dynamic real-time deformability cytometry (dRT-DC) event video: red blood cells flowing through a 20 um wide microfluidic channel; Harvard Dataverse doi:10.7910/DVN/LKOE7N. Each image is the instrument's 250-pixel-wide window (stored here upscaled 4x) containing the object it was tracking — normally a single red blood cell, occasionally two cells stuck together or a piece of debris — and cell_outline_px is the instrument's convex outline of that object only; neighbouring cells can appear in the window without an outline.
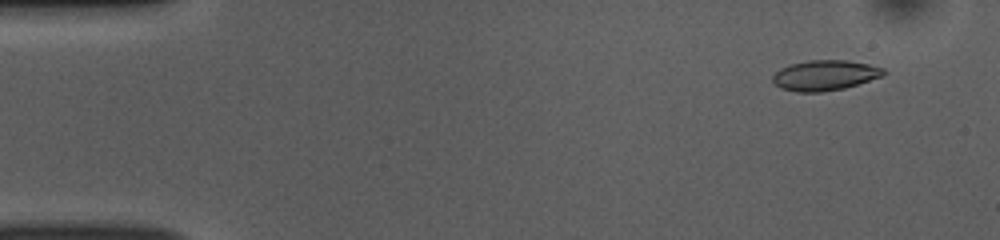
{"species": "common noctule bat (a hibernating species)", "species_latin": "Nyctalus noctula", "temperature_condition": "room temperature", "stored_images_in_passage": 52, "camera_frame_rate_fps": 3000, "um_per_image_px": 0.085, "animal": {"sex": "female", "body_mass_g": 10.0, "forearm_length_mm": 53.1}, "frame": {"image": 1, "passage_image": 4, "time_ms": 1.0, "image_size_px": [1000, 240], "cell_outline_px": [[884, 72], [880, 76], [844, 88], [820, 92], [796, 92], [780, 88], [772, 80], [772, 76], [780, 68], [788, 64], [808, 60], [848, 60], [868, 64], [884, 68]], "centroid_in_image_um": [70.04, 6.39], "position_along_channel_um": 15.0, "area_um2": 19.42}}
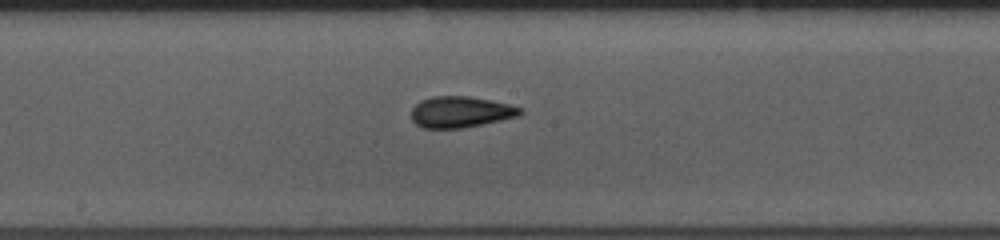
{"frame": {"image": 2, "passage_image": 27, "time_ms": 8.667, "image_size_px": [1000, 240], "cell_outline_px": [[524, 112], [520, 116], [460, 128], [424, 128], [416, 124], [412, 120], [412, 108], [420, 100], [432, 96], [468, 96], [492, 100], [524, 108]], "centroid_in_image_um": [39.17, 9.5], "position_along_channel_um": 209.0, "area_um2": 19.77}}
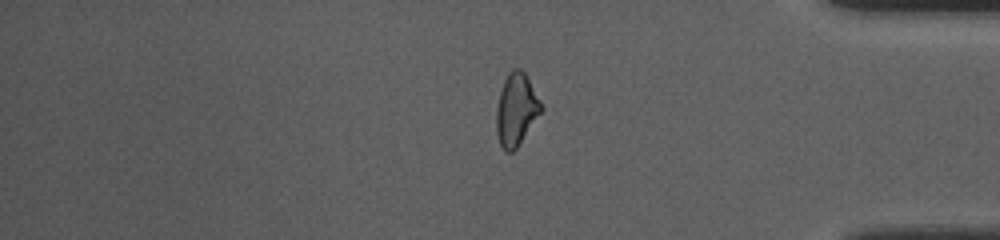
{"frame": {"image": 3, "passage_image": 43, "time_ms": 14.0, "image_size_px": [1000, 240], "cell_outline_px": [[544, 108], [516, 148], [512, 152], [504, 152], [500, 144], [496, 132], [496, 108], [500, 92], [504, 80], [508, 72], [512, 68], [520, 68], [524, 72]], "centroid_in_image_um": [43.86, 9.31], "position_along_channel_um": 391.3, "area_um2": 18.73}, "authors_computed_cell_mechanics": {"area_um2": 19.4786, "velocity_mm_per_s": 3.8527, "shape_relaxation_time_tau1_ms": 5.938, "shape_relaxation_time_tau2_ms": 2.6616, "deformation_change_tau1": 0.1365, "deformation_change_tau2": 0.0665}}